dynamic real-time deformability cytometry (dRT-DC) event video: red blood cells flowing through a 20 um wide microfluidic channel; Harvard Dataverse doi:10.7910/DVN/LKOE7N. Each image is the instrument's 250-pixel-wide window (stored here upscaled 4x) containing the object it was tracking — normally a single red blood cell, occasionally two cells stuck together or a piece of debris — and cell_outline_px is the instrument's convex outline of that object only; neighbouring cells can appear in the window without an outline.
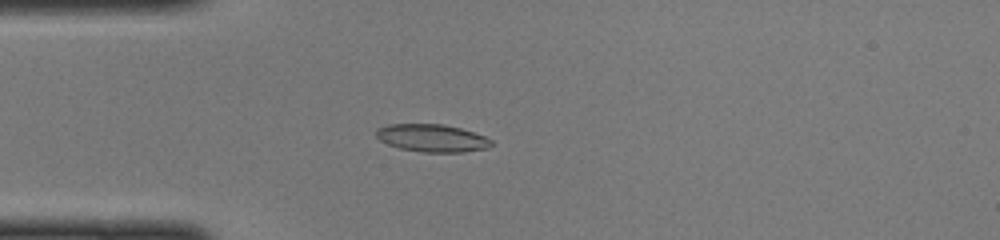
{"species": "common noctule bat (a hibernating species)", "species_latin": "Nyctalus noctula", "temperature_condition": "cold", "stored_images_in_passage": 40, "camera_frame_rate_fps": 3000, "um_per_image_px": 0.085, "animal": {"sex": "female", "body_mass_g": 22.0, "forearm_length_mm": 56.7}, "frame": {"image": 1, "passage_image": 5, "time_ms": 1.333, "image_size_px": [1000, 240], "cell_outline_px": [[492, 144], [488, 148], [464, 152], [424, 152], [400, 148], [388, 144], [380, 140], [376, 136], [376, 128], [388, 124], [444, 124], [460, 128], [484, 136], [492, 140]], "centroid_in_image_um": [36.71, 11.73], "position_along_channel_um": 48.3, "area_um2": 18.5}}
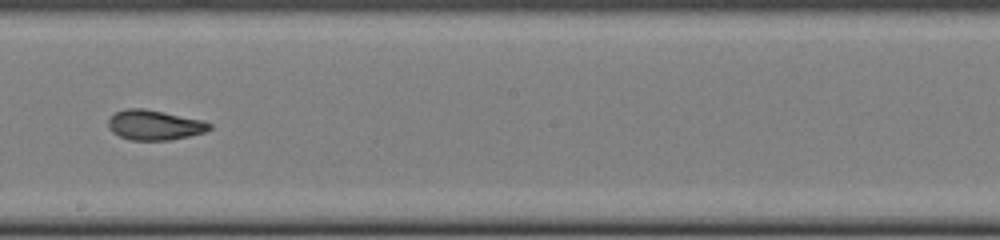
{"frame": {"image": 2, "passage_image": 19, "time_ms": 6.0, "image_size_px": [1000, 240], "cell_outline_px": [[212, 128], [204, 132], [188, 136], [168, 140], [128, 140], [112, 132], [108, 128], [108, 120], [116, 112], [128, 108], [144, 108], [204, 120], [212, 124]], "centroid_in_image_um": [13.13, 10.62], "position_along_channel_um": 235.1, "area_um2": 17.69}}
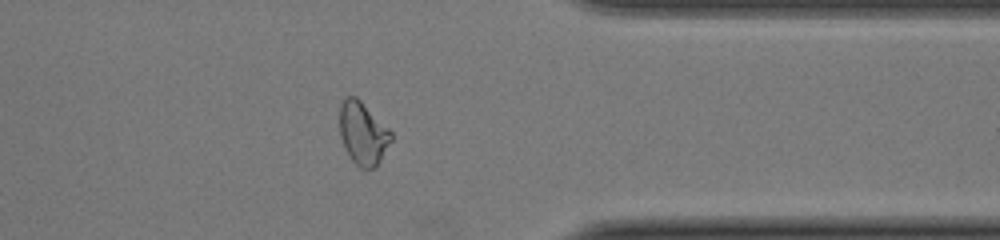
{"frame": {"image": 3, "passage_image": 30, "time_ms": 9.667, "image_size_px": [1000, 240], "cell_outline_px": [[392, 140], [376, 168], [360, 168], [352, 160], [344, 148], [340, 136], [340, 104], [348, 96], [356, 96], [392, 132]], "centroid_in_image_um": [30.85, 11.35], "position_along_channel_um": 380.6, "area_um2": 18.73}}